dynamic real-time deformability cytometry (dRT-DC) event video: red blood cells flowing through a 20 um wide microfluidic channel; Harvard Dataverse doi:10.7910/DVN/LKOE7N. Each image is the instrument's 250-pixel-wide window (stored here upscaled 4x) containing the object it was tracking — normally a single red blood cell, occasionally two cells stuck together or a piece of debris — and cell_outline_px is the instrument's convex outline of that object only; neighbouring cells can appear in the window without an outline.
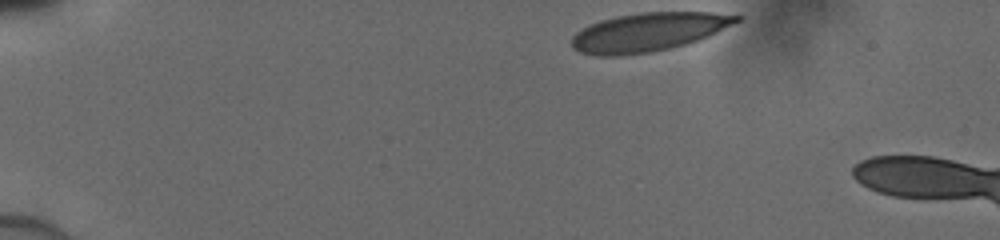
{"species": "human", "species_latin": "Homo sapiens", "temperature_condition": "cold", "stored_images_in_passage": 8, "camera_frame_rate_fps": 3000, "um_per_image_px": 0.085, "donor": {"sex": "male"}, "frame": {"image": 1, "passage_image": 1, "time_ms": 0.0, "image_size_px": [1000, 240], "cell_outline_px": [[744, 16], [740, 20], [708, 36], [684, 44], [668, 48], [648, 52], [612, 56], [596, 56], [580, 52], [572, 48], [572, 36], [576, 32], [600, 20], [616, 16], [640, 12], [712, 12]], "centroid_in_image_um": [55.09, 2.71], "position_along_channel_um": 29.9, "area_um2": 36.65}}